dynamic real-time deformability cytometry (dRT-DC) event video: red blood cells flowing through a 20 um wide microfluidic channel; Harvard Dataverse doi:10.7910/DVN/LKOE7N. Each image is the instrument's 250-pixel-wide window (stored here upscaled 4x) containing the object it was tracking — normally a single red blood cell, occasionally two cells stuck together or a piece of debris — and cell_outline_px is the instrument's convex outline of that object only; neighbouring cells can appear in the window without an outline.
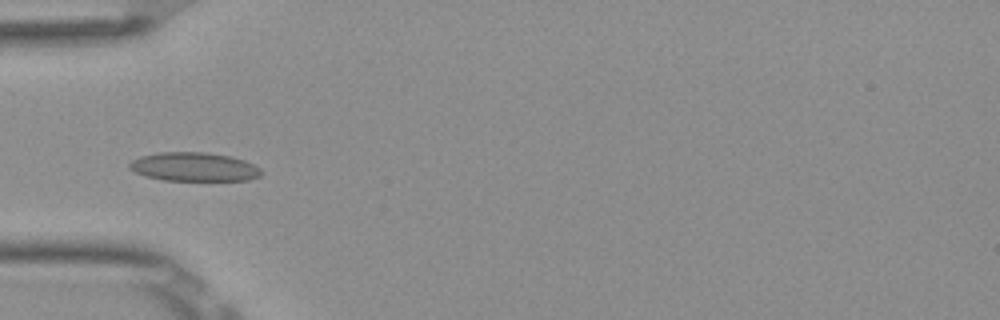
{"species": "Egyptian fruit bat (a non-hibernating species)", "species_latin": "Rousettus aegyptiacus", "temperature_condition": "room temperature", "stored_images_in_passage": 53, "camera_frame_rate_fps": 3000, "um_per_image_px": 0.085, "frame": {"image": 1, "passage_image": 18, "time_ms": 5.667, "image_size_px": [1000, 320], "cell_outline_px": [[264, 172], [260, 176], [248, 180], [164, 180], [144, 176], [128, 168], [128, 164], [132, 160], [140, 156], [160, 152], [204, 152], [232, 156], [244, 160], [260, 168]], "centroid_in_image_um": [16.49, 14.18], "position_along_channel_um": 68.5, "area_um2": 22.2}}
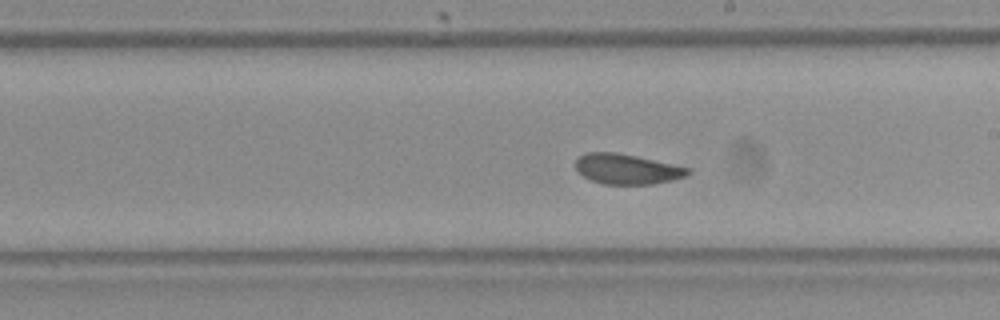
{"frame": {"image": 2, "passage_image": 31, "time_ms": 10.0, "image_size_px": [1000, 320], "cell_outline_px": [[692, 172], [688, 176], [672, 180], [652, 184], [604, 184], [592, 180], [584, 176], [576, 168], [576, 160], [584, 152], [616, 152], [636, 156], [692, 168]], "centroid_in_image_um": [53.34, 14.36], "position_along_channel_um": 235.7, "area_um2": 19.77}}
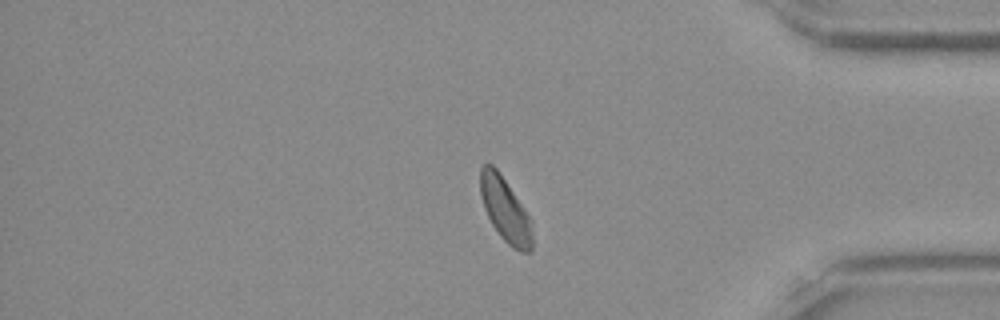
{"frame": {"image": 3, "passage_image": 45, "time_ms": 14.667, "image_size_px": [1000, 320], "cell_outline_px": [[532, 252], [520, 252], [512, 248], [500, 236], [492, 224], [484, 208], [480, 196], [480, 168], [484, 164], [492, 164], [496, 168], [532, 220]], "centroid_in_image_um": [42.94, 17.86], "position_along_channel_um": 392.3, "area_um2": 19.36}, "authors_computed_cell_mechanics": {"area_um2": 20.519, "velocity_mm_per_s": 3.8503, "shape_relaxation_time_tau1_ms": null, "shape_relaxation_time_tau2_ms": 1.4036, "deformation_change_tau1": null, "deformation_change_tau2": 0.0557}}